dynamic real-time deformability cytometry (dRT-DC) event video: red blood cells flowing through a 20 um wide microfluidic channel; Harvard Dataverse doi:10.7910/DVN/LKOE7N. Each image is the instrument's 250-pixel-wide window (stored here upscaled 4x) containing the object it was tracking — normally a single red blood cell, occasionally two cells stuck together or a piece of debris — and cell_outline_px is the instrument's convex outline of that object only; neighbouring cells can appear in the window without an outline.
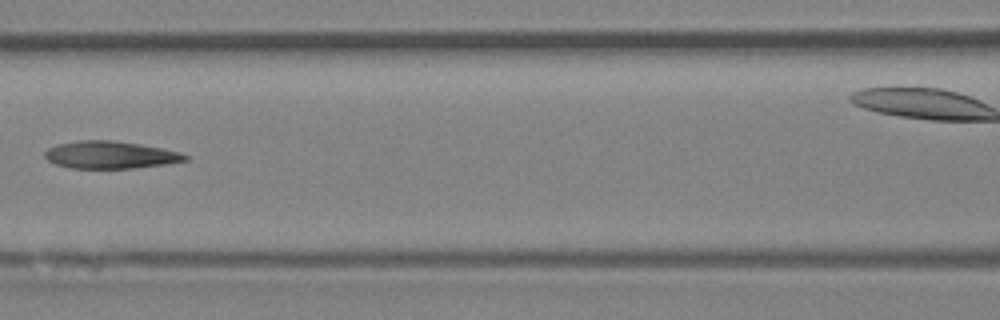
{"species": "Egyptian fruit bat (a non-hibernating species)", "species_latin": "Rousettus aegyptiacus", "temperature_condition": "room temperature", "stored_images_in_passage": 9, "camera_frame_rate_fps": 3000, "um_per_image_px": 0.085, "animal": {"sex": "female"}, "frame": {"image": 1, "passage_image": 7, "time_ms": 8.0, "image_size_px": [1000, 320], "cell_outline_px": [[188, 160], [164, 164], [136, 168], [72, 168], [56, 164], [48, 160], [44, 156], [44, 152], [48, 148], [56, 144], [80, 140], [112, 140], [140, 144], [180, 152], [188, 156]], "centroid_in_image_um": [9.35, 13.16], "position_along_channel_um": 157.3, "area_um2": 22.31}}
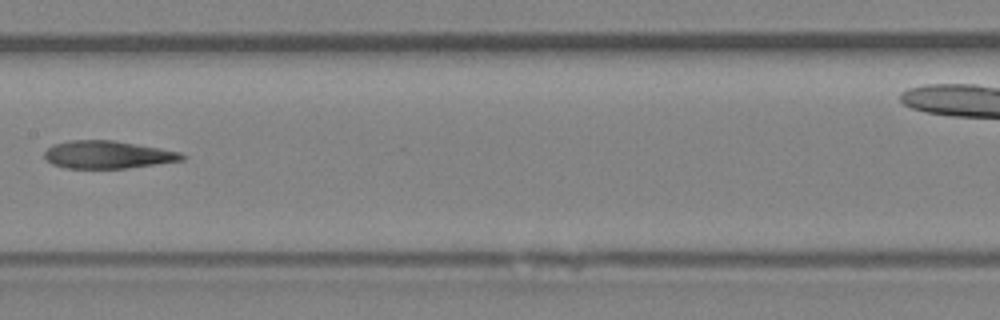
{"frame": {"image": 2, "passage_image": 8, "time_ms": 9.0, "image_size_px": [1000, 320], "cell_outline_px": [[188, 156], [184, 160], [128, 168], [64, 168], [52, 164], [44, 156], [44, 152], [52, 144], [72, 140], [112, 140], [160, 148], [180, 152]], "centroid_in_image_um": [9.16, 13.15], "position_along_channel_um": 198.2, "area_um2": 22.2}}